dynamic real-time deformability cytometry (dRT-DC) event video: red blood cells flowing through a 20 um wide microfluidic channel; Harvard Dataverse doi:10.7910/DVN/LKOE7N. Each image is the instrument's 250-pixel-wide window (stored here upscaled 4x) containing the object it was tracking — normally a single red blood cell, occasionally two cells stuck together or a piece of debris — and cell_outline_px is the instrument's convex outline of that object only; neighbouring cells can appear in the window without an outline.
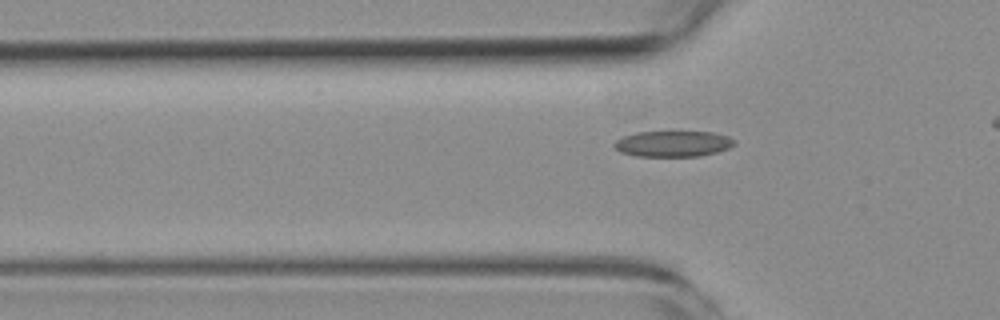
{"species": "common noctule bat (a hibernating species)", "species_latin": "Nyctalus noctula", "temperature_condition": "room temperature", "stored_images_in_passage": 5, "segment_of_instrument_passage": [2, 2], "camera_frame_rate_fps": 3000, "um_per_image_px": 0.085, "animal": {"sex": "female", "body_mass_g": 19.3, "forearm_length_mm": 54.1}, "frame": {"image": 1, "passage_image": 5, "time_ms": 5.333, "image_size_px": [1000, 320], "cell_outline_px": [[736, 144], [728, 148], [716, 152], [700, 156], [636, 156], [620, 152], [612, 144], [616, 140], [624, 136], [636, 132], [712, 132], [728, 136], [736, 140]], "centroid_in_image_um": [57.21, 12.22], "position_along_channel_um": 68.6, "area_um2": 18.09}}